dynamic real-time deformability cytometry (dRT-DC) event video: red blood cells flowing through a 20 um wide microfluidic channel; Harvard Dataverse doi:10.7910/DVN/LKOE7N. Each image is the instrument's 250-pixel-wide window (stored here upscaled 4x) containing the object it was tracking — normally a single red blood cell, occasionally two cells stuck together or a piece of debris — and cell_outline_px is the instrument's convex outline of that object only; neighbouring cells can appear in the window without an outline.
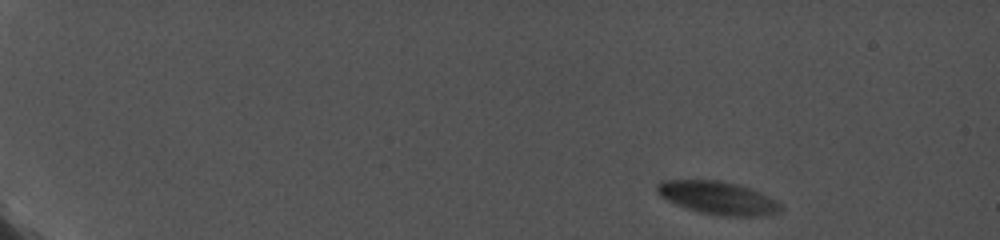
{"species": "common noctule bat (a hibernating species)", "species_latin": "Nyctalus noctula", "temperature_condition": "cold", "stored_images_in_passage": 13, "camera_frame_rate_fps": 5000, "um_per_image_px": 0.085, "animal": {"sex": "female", "body_mass_g": 19.0, "forearm_length_mm": 56.7}, "frame": {"image": 1, "passage_image": 1, "time_ms": 0.0, "image_size_px": [1000, 240], "cell_outline_px": [[784, 208], [780, 212], [756, 216], [724, 216], [700, 212], [676, 204], [660, 196], [656, 192], [656, 184], [664, 180], [720, 180], [752, 188], [784, 204]], "centroid_in_image_um": [61.05, 16.81], "position_along_channel_um": 23.9, "area_um2": 23.81}}
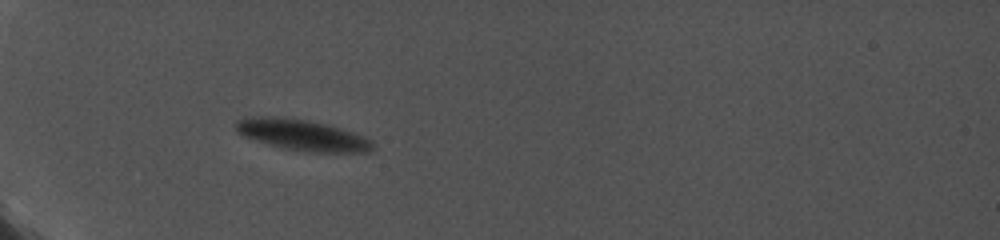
{"frame": {"image": 2, "passage_image": 6, "time_ms": 4.4, "image_size_px": [1000, 240], "cell_outline_px": [[372, 148], [368, 152], [308, 152], [284, 148], [268, 144], [244, 136], [236, 128], [236, 120], [252, 116], [268, 116], [308, 120], [340, 128], [364, 136], [372, 140]], "centroid_in_image_um": [25.69, 11.47], "position_along_channel_um": 59.3, "area_um2": 24.33}}